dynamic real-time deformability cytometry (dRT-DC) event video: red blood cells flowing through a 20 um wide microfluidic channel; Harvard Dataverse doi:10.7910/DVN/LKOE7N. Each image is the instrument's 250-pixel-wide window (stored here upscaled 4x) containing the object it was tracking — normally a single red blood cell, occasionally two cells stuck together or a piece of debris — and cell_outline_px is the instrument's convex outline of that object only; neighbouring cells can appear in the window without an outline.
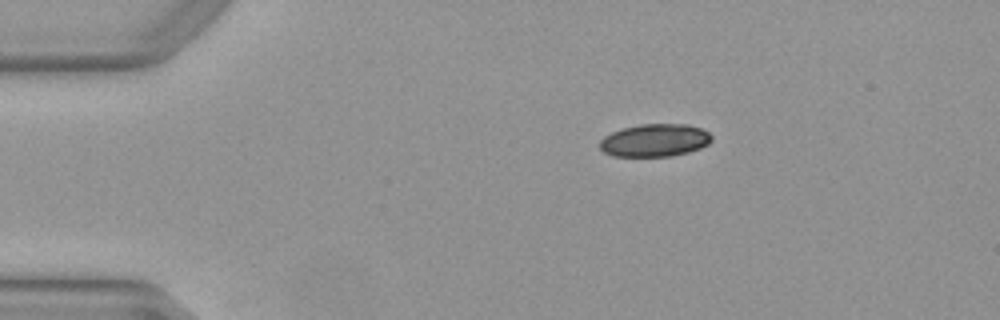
{"species": "Egyptian fruit bat (a non-hibernating species)", "species_latin": "Rousettus aegyptiacus", "temperature_condition": "warm", "stored_images_in_passage": 43, "camera_frame_rate_fps": 3000, "um_per_image_px": 0.085, "animal": {"sex": "female"}, "frame": {"image": 1, "passage_image": 1, "time_ms": 0.0, "image_size_px": [1000, 320], "cell_outline_px": [[712, 140], [708, 144], [700, 148], [688, 152], [672, 156], [612, 156], [604, 152], [600, 148], [600, 140], [604, 136], [612, 132], [624, 128], [640, 124], [688, 124], [700, 128], [708, 132], [712, 136]], "centroid_in_image_um": [55.66, 11.92], "position_along_channel_um": 29.3, "area_um2": 21.33}}
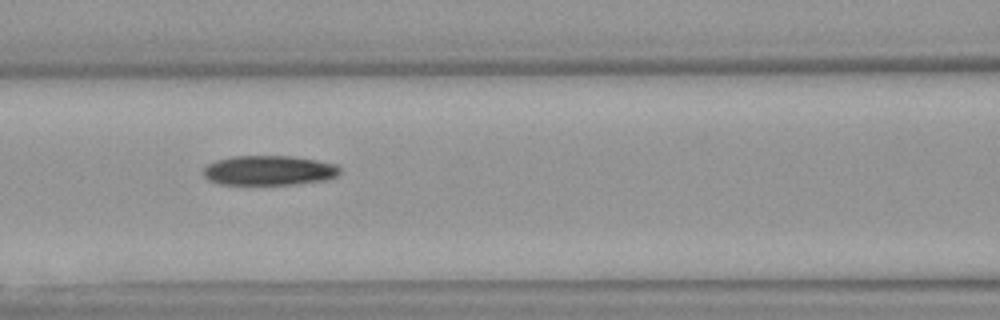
{"frame": {"image": 2, "passage_image": 14, "time_ms": 4.333, "image_size_px": [1000, 320], "cell_outline_px": [[340, 172], [336, 176], [328, 180], [296, 184], [220, 184], [208, 180], [204, 176], [204, 168], [208, 164], [216, 160], [236, 156], [288, 156], [316, 160], [336, 164], [340, 168]], "centroid_in_image_um": [22.88, 14.49], "position_along_channel_um": 143.7, "area_um2": 23.58}}
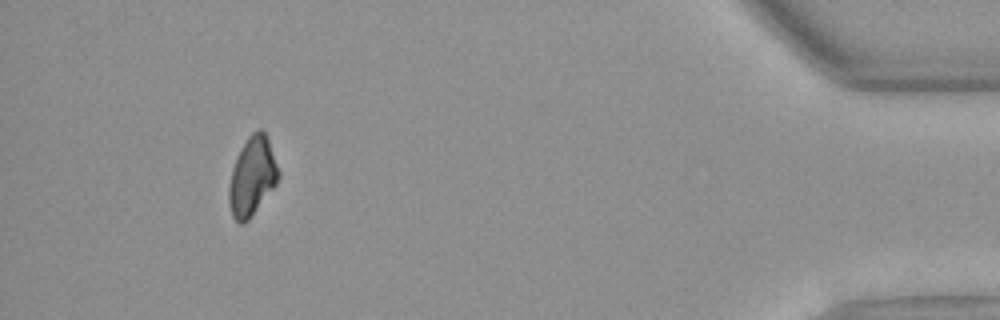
{"frame": {"image": 3, "passage_image": 39, "time_ms": 12.667, "image_size_px": [1000, 320], "cell_outline_px": [[280, 176], [276, 184], [248, 220], [244, 224], [240, 224], [232, 216], [228, 200], [228, 188], [232, 168], [240, 148], [248, 136], [256, 128], [260, 128], [264, 132], [268, 140], [280, 172]], "centroid_in_image_um": [21.42, 14.98], "position_along_channel_um": 413.8, "area_um2": 22.66}, "authors_computed_cell_mechanics": {"area_um2": 24.276, "velocity_mm_per_s": 4.0203, "shape_relaxation_time_tau1_ms": 7.738, "shape_relaxation_time_tau2_ms": null, "deformation_change_tau1": 0.147, "deformation_change_tau2": null}}